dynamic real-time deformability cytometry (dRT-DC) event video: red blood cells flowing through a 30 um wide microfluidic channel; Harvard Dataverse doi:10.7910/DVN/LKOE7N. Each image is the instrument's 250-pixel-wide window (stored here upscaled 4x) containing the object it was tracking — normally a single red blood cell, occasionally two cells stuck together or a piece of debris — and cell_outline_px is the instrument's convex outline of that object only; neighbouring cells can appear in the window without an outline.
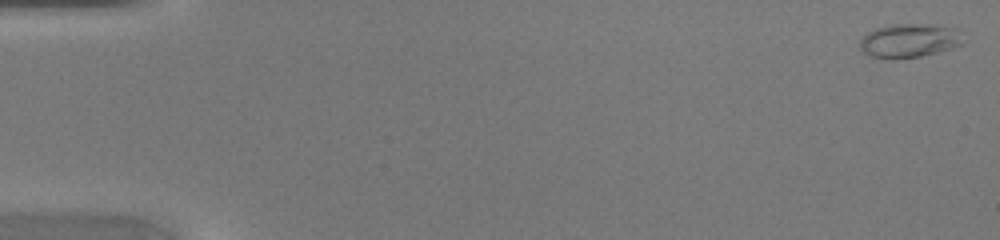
{"species": "common noctule bat (a hibernating species)", "species_latin": "Nyctalus noctula", "temperature_condition": "warm", "stored_images_in_passage": 47, "camera_frame_rate_fps": 3000, "um_per_image_px": 0.085, "animal": {"sex": "female", "body_mass_g": 20.0, "forearm_length_mm": 54.0}, "frame": {"image": 1, "passage_image": 1, "time_ms": 0.0, "image_size_px": [1000, 240], "cell_outline_px": [[964, 44], [952, 48], [920, 56], [896, 60], [868, 56], [860, 48], [860, 40], [868, 32], [876, 28], [892, 24], [932, 24], [956, 28]], "centroid_in_image_um": [77.27, 3.46], "position_along_channel_um": 7.7, "area_um2": 20.46}}
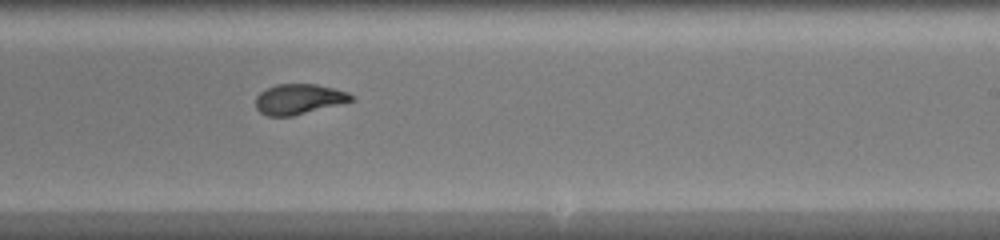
{"frame": {"image": 2, "passage_image": 29, "time_ms": 9.333, "image_size_px": [1000, 240], "cell_outline_px": [[356, 100], [292, 116], [268, 116], [260, 112], [256, 108], [256, 96], [260, 92], [276, 84], [316, 84], [348, 92], [356, 96]], "centroid_in_image_um": [25.43, 8.42], "position_along_channel_um": 263.6, "area_um2": 16.88}}
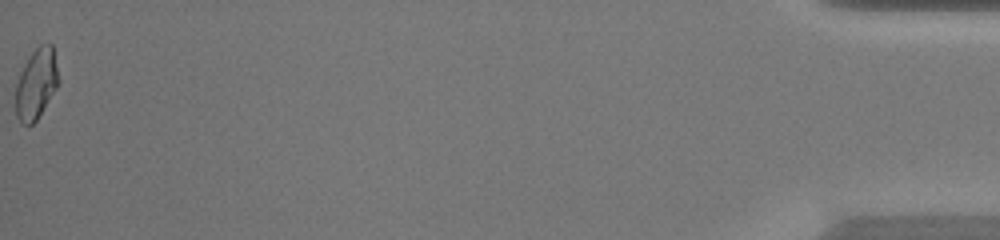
{"frame": {"image": 3, "passage_image": 47, "time_ms": 15.333, "image_size_px": [1000, 240], "cell_outline_px": [[60, 80], [56, 88], [36, 120], [32, 124], [24, 124], [16, 116], [16, 84], [20, 72], [28, 56], [40, 44], [52, 44]], "centroid_in_image_um": [3.08, 7.09], "position_along_channel_um": 432.1, "area_um2": 17.4}}